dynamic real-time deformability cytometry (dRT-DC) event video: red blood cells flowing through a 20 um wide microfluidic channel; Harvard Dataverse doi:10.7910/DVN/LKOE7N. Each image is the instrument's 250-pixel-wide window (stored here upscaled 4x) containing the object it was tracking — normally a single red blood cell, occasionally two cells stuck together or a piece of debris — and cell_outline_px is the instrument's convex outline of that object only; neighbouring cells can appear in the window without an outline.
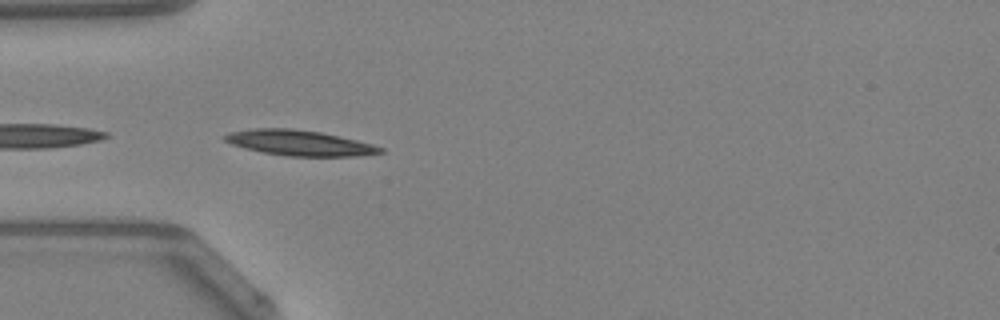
{"species": "Egyptian fruit bat (a non-hibernating species)", "species_latin": "Rousettus aegyptiacus", "temperature_condition": "warm", "stored_images_in_passage": 14, "camera_frame_rate_fps": 3000, "um_per_image_px": 0.085, "animal": {"sex": "female"}, "frame": {"image": 1, "passage_image": 1, "time_ms": 0.0, "image_size_px": [1000, 320], "cell_outline_px": [[384, 152], [356, 156], [288, 156], [264, 152], [232, 144], [224, 140], [224, 136], [232, 132], [256, 128], [292, 128], [320, 132], [356, 140], [372, 144], [384, 148]], "centroid_in_image_um": [25.49, 12.14], "position_along_channel_um": 59.5, "area_um2": 22.6}}